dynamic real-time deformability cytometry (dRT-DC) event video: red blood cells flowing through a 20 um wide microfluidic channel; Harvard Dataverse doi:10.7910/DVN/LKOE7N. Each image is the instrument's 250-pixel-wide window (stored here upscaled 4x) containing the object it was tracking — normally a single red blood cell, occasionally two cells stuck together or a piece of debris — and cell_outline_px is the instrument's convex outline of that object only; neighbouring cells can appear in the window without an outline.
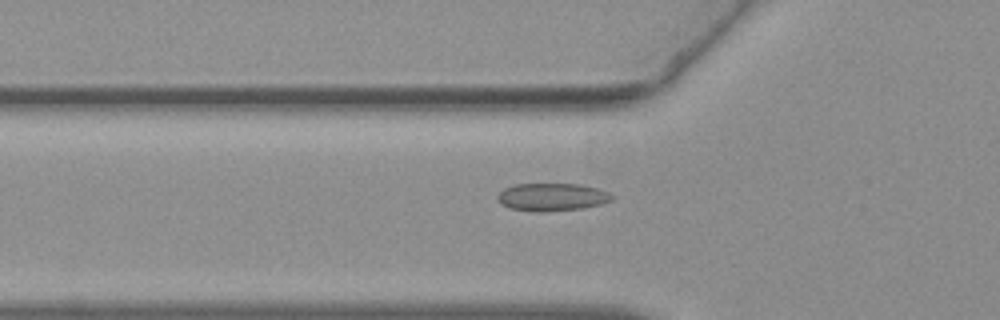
{"species": "common noctule bat (a hibernating species)", "species_latin": "Nyctalus noctula", "temperature_condition": "warm", "stored_images_in_passage": 38, "camera_frame_rate_fps": 3000, "um_per_image_px": 0.085, "animal": {"sex": "female", "body_mass_g": 19.3, "forearm_length_mm": 54.1}, "frame": {"image": 1, "passage_image": 2, "time_ms": 0.333, "image_size_px": [1000, 320], "cell_outline_px": [[616, 196], [612, 200], [600, 204], [580, 208], [544, 212], [532, 212], [508, 208], [500, 204], [496, 200], [496, 196], [504, 188], [516, 184], [580, 184], [596, 188], [608, 192]], "centroid_in_image_um": [46.87, 16.75], "position_along_channel_um": 78.9, "area_um2": 18.67}}
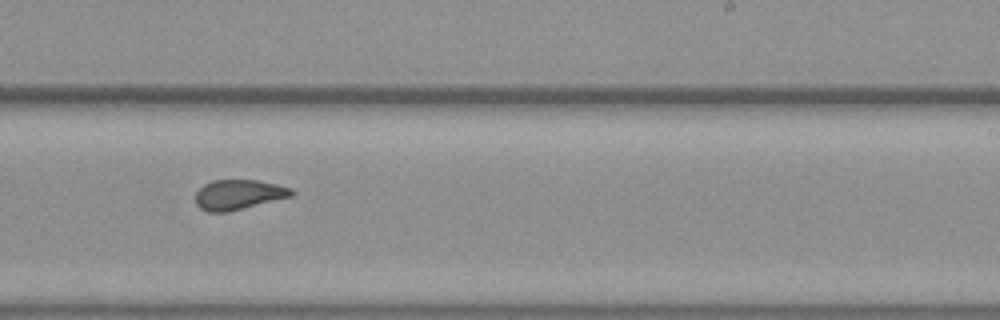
{"frame": {"image": 2, "passage_image": 17, "time_ms": 5.333, "image_size_px": [1000, 320], "cell_outline_px": [[296, 192], [292, 196], [228, 212], [208, 212], [200, 208], [196, 204], [196, 192], [204, 184], [212, 180], [256, 180], [276, 184], [292, 188]], "centroid_in_image_um": [20.28, 16.54], "position_along_channel_um": 268.7, "area_um2": 16.76}}
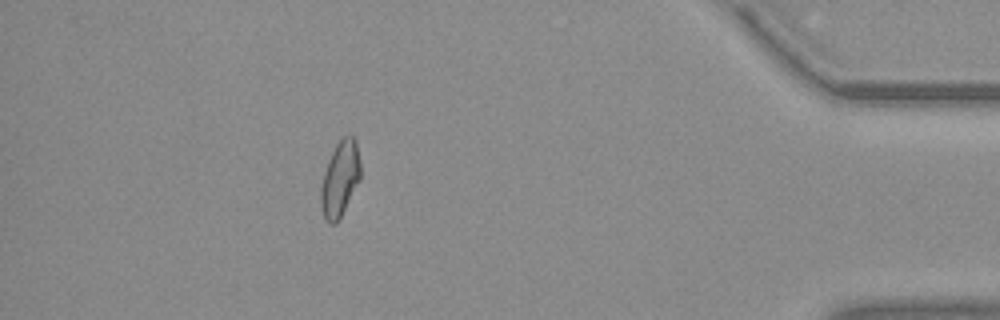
{"frame": {"image": 3, "passage_image": 32, "time_ms": 10.333, "image_size_px": [1000, 320], "cell_outline_px": [[360, 180], [336, 224], [328, 224], [324, 220], [320, 204], [320, 188], [324, 172], [328, 160], [336, 144], [344, 136], [352, 136], [356, 140], [360, 160]], "centroid_in_image_um": [28.88, 15.22], "position_along_channel_um": 406.3, "area_um2": 17.46}, "authors_computed_cell_mechanics": {"area_um2": 17.4556, "velocity_mm_per_s": 3.7824, "shape_relaxation_time_tau1_ms": null, "shape_relaxation_time_tau2_ms": 1.3289, "deformation_change_tau1": null, "deformation_change_tau2": 0.0649}}